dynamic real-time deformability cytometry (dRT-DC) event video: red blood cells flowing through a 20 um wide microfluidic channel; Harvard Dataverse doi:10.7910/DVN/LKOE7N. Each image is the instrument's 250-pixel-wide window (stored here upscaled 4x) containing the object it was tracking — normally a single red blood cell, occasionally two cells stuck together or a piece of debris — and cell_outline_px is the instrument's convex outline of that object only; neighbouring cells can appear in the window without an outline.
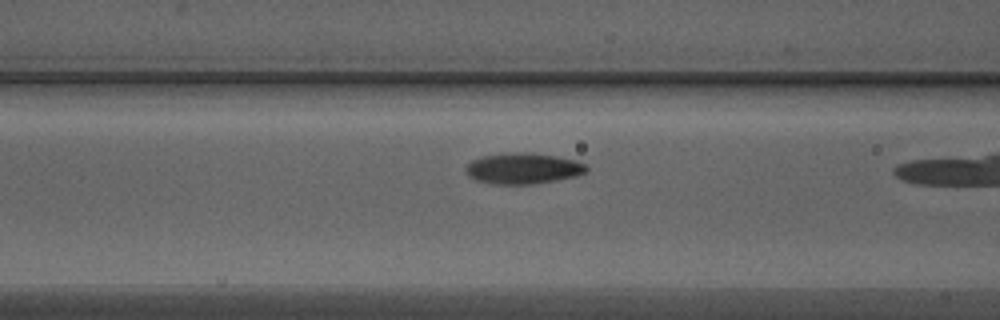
{"species": "Egyptian fruit bat (a non-hibernating species)", "species_latin": "Rousettus aegyptiacus", "temperature_condition": "warm", "stored_images_in_passage": 19, "camera_frame_rate_fps": 3000, "um_per_image_px": 0.085, "animal": {"sex": "male"}, "frame": {"image": 1, "passage_image": 18, "time_ms": 5.667, "image_size_px": [1000, 320], "cell_outline_px": [[588, 168], [584, 172], [576, 176], [556, 180], [532, 184], [492, 184], [476, 180], [468, 176], [464, 168], [472, 160], [484, 156], [512, 152], [524, 152], [556, 156], [576, 160], [588, 164]], "centroid_in_image_um": [44.46, 14.32], "position_along_channel_um": 122.1, "area_um2": 21.73}}